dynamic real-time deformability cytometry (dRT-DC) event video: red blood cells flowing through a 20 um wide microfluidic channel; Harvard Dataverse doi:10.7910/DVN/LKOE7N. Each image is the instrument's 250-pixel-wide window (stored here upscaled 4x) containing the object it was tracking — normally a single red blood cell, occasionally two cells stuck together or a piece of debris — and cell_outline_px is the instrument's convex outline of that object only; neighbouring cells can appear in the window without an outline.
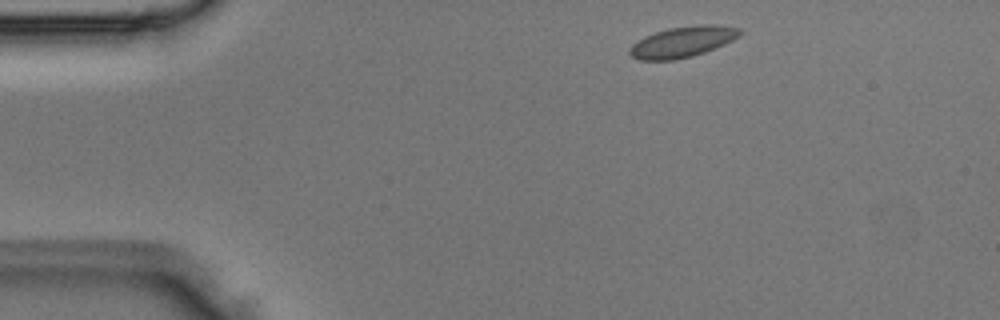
{"species": "Egyptian fruit bat (a non-hibernating species)", "species_latin": "Rousettus aegyptiacus", "temperature_condition": "room temperature", "stored_images_in_passage": 2, "camera_frame_rate_fps": 3000, "um_per_image_px": 0.085, "animal": {"sex": "male"}, "frame": {"image": 1, "passage_image": 1, "time_ms": 0.0, "image_size_px": [1000, 320], "cell_outline_px": [[740, 36], [716, 48], [692, 56], [672, 60], [640, 60], [632, 56], [628, 52], [628, 48], [632, 44], [644, 36], [668, 28], [700, 24], [716, 24], [740, 28]], "centroid_in_image_um": [58.01, 3.55], "position_along_channel_um": 27.0, "area_um2": 19.83}}